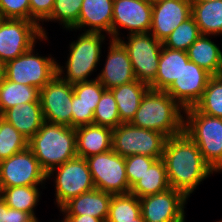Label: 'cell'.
<instances>
[{"label": "cell", "instance_id": "cell-16", "mask_svg": "<svg viewBox=\"0 0 222 222\" xmlns=\"http://www.w3.org/2000/svg\"><path fill=\"white\" fill-rule=\"evenodd\" d=\"M211 77L205 69L189 61L184 64L179 78L165 91L185 110L200 101Z\"/></svg>", "mask_w": 222, "mask_h": 222}, {"label": "cell", "instance_id": "cell-45", "mask_svg": "<svg viewBox=\"0 0 222 222\" xmlns=\"http://www.w3.org/2000/svg\"><path fill=\"white\" fill-rule=\"evenodd\" d=\"M135 222H145V220L143 219V216L140 214L136 219Z\"/></svg>", "mask_w": 222, "mask_h": 222}, {"label": "cell", "instance_id": "cell-22", "mask_svg": "<svg viewBox=\"0 0 222 222\" xmlns=\"http://www.w3.org/2000/svg\"><path fill=\"white\" fill-rule=\"evenodd\" d=\"M3 119L30 140L45 122L40 102L21 103L7 109Z\"/></svg>", "mask_w": 222, "mask_h": 222}, {"label": "cell", "instance_id": "cell-28", "mask_svg": "<svg viewBox=\"0 0 222 222\" xmlns=\"http://www.w3.org/2000/svg\"><path fill=\"white\" fill-rule=\"evenodd\" d=\"M38 189V186L0 187V197L8 207L27 212L38 220L34 213L40 197Z\"/></svg>", "mask_w": 222, "mask_h": 222}, {"label": "cell", "instance_id": "cell-19", "mask_svg": "<svg viewBox=\"0 0 222 222\" xmlns=\"http://www.w3.org/2000/svg\"><path fill=\"white\" fill-rule=\"evenodd\" d=\"M114 0H83L78 18V30L108 33L112 39V19ZM88 29L86 30V27Z\"/></svg>", "mask_w": 222, "mask_h": 222}, {"label": "cell", "instance_id": "cell-14", "mask_svg": "<svg viewBox=\"0 0 222 222\" xmlns=\"http://www.w3.org/2000/svg\"><path fill=\"white\" fill-rule=\"evenodd\" d=\"M152 3L149 0H114L112 39L119 40L120 28L129 34L149 33L151 29Z\"/></svg>", "mask_w": 222, "mask_h": 222}, {"label": "cell", "instance_id": "cell-35", "mask_svg": "<svg viewBox=\"0 0 222 222\" xmlns=\"http://www.w3.org/2000/svg\"><path fill=\"white\" fill-rule=\"evenodd\" d=\"M28 139L5 119L0 121V161L28 147Z\"/></svg>", "mask_w": 222, "mask_h": 222}, {"label": "cell", "instance_id": "cell-37", "mask_svg": "<svg viewBox=\"0 0 222 222\" xmlns=\"http://www.w3.org/2000/svg\"><path fill=\"white\" fill-rule=\"evenodd\" d=\"M157 158L141 154L125 157L126 175L130 189L140 180Z\"/></svg>", "mask_w": 222, "mask_h": 222}, {"label": "cell", "instance_id": "cell-43", "mask_svg": "<svg viewBox=\"0 0 222 222\" xmlns=\"http://www.w3.org/2000/svg\"><path fill=\"white\" fill-rule=\"evenodd\" d=\"M0 222H8V206L0 197Z\"/></svg>", "mask_w": 222, "mask_h": 222}, {"label": "cell", "instance_id": "cell-7", "mask_svg": "<svg viewBox=\"0 0 222 222\" xmlns=\"http://www.w3.org/2000/svg\"><path fill=\"white\" fill-rule=\"evenodd\" d=\"M34 48L35 45L19 57L5 63V78L41 90L57 75L58 62L54 57L35 54Z\"/></svg>", "mask_w": 222, "mask_h": 222}, {"label": "cell", "instance_id": "cell-23", "mask_svg": "<svg viewBox=\"0 0 222 222\" xmlns=\"http://www.w3.org/2000/svg\"><path fill=\"white\" fill-rule=\"evenodd\" d=\"M189 61L187 51L162 46L157 74L149 84L150 89L165 91L174 80L179 78L184 64Z\"/></svg>", "mask_w": 222, "mask_h": 222}, {"label": "cell", "instance_id": "cell-3", "mask_svg": "<svg viewBox=\"0 0 222 222\" xmlns=\"http://www.w3.org/2000/svg\"><path fill=\"white\" fill-rule=\"evenodd\" d=\"M28 147L48 173L55 167L77 157L76 130L73 127L44 122L28 141Z\"/></svg>", "mask_w": 222, "mask_h": 222}, {"label": "cell", "instance_id": "cell-25", "mask_svg": "<svg viewBox=\"0 0 222 222\" xmlns=\"http://www.w3.org/2000/svg\"><path fill=\"white\" fill-rule=\"evenodd\" d=\"M209 38V35H201L187 50L188 58L212 76L221 75L222 51Z\"/></svg>", "mask_w": 222, "mask_h": 222}, {"label": "cell", "instance_id": "cell-24", "mask_svg": "<svg viewBox=\"0 0 222 222\" xmlns=\"http://www.w3.org/2000/svg\"><path fill=\"white\" fill-rule=\"evenodd\" d=\"M149 88L148 84L136 79L135 81L110 89L117 102V108L122 123L131 122L139 108L142 97Z\"/></svg>", "mask_w": 222, "mask_h": 222}, {"label": "cell", "instance_id": "cell-13", "mask_svg": "<svg viewBox=\"0 0 222 222\" xmlns=\"http://www.w3.org/2000/svg\"><path fill=\"white\" fill-rule=\"evenodd\" d=\"M73 85L56 75L40 90L44 121L72 127Z\"/></svg>", "mask_w": 222, "mask_h": 222}, {"label": "cell", "instance_id": "cell-33", "mask_svg": "<svg viewBox=\"0 0 222 222\" xmlns=\"http://www.w3.org/2000/svg\"><path fill=\"white\" fill-rule=\"evenodd\" d=\"M83 0H55L51 14L44 21H59L66 30H78Z\"/></svg>", "mask_w": 222, "mask_h": 222}, {"label": "cell", "instance_id": "cell-11", "mask_svg": "<svg viewBox=\"0 0 222 222\" xmlns=\"http://www.w3.org/2000/svg\"><path fill=\"white\" fill-rule=\"evenodd\" d=\"M127 40L119 39L128 52L135 77L149 85L157 74L162 42L150 33L128 34Z\"/></svg>", "mask_w": 222, "mask_h": 222}, {"label": "cell", "instance_id": "cell-44", "mask_svg": "<svg viewBox=\"0 0 222 222\" xmlns=\"http://www.w3.org/2000/svg\"><path fill=\"white\" fill-rule=\"evenodd\" d=\"M5 78V63L0 61V84Z\"/></svg>", "mask_w": 222, "mask_h": 222}, {"label": "cell", "instance_id": "cell-4", "mask_svg": "<svg viewBox=\"0 0 222 222\" xmlns=\"http://www.w3.org/2000/svg\"><path fill=\"white\" fill-rule=\"evenodd\" d=\"M184 116V132L212 170L222 172V118L200 113L194 107L185 109Z\"/></svg>", "mask_w": 222, "mask_h": 222}, {"label": "cell", "instance_id": "cell-17", "mask_svg": "<svg viewBox=\"0 0 222 222\" xmlns=\"http://www.w3.org/2000/svg\"><path fill=\"white\" fill-rule=\"evenodd\" d=\"M191 0H164L152 4L150 34L163 42L183 21L191 16Z\"/></svg>", "mask_w": 222, "mask_h": 222}, {"label": "cell", "instance_id": "cell-29", "mask_svg": "<svg viewBox=\"0 0 222 222\" xmlns=\"http://www.w3.org/2000/svg\"><path fill=\"white\" fill-rule=\"evenodd\" d=\"M37 87L11 82L4 78L0 84V113L21 103L40 102Z\"/></svg>", "mask_w": 222, "mask_h": 222}, {"label": "cell", "instance_id": "cell-42", "mask_svg": "<svg viewBox=\"0 0 222 222\" xmlns=\"http://www.w3.org/2000/svg\"><path fill=\"white\" fill-rule=\"evenodd\" d=\"M71 222H104L103 220L93 217V216H86V215H66Z\"/></svg>", "mask_w": 222, "mask_h": 222}, {"label": "cell", "instance_id": "cell-47", "mask_svg": "<svg viewBox=\"0 0 222 222\" xmlns=\"http://www.w3.org/2000/svg\"><path fill=\"white\" fill-rule=\"evenodd\" d=\"M208 1H215V0H191V2H208Z\"/></svg>", "mask_w": 222, "mask_h": 222}, {"label": "cell", "instance_id": "cell-36", "mask_svg": "<svg viewBox=\"0 0 222 222\" xmlns=\"http://www.w3.org/2000/svg\"><path fill=\"white\" fill-rule=\"evenodd\" d=\"M105 89L98 79L91 78L90 81L73 85L72 100L74 104L97 105Z\"/></svg>", "mask_w": 222, "mask_h": 222}, {"label": "cell", "instance_id": "cell-41", "mask_svg": "<svg viewBox=\"0 0 222 222\" xmlns=\"http://www.w3.org/2000/svg\"><path fill=\"white\" fill-rule=\"evenodd\" d=\"M36 220L27 212L8 207V222H35Z\"/></svg>", "mask_w": 222, "mask_h": 222}, {"label": "cell", "instance_id": "cell-38", "mask_svg": "<svg viewBox=\"0 0 222 222\" xmlns=\"http://www.w3.org/2000/svg\"><path fill=\"white\" fill-rule=\"evenodd\" d=\"M0 18L30 20V0H0Z\"/></svg>", "mask_w": 222, "mask_h": 222}, {"label": "cell", "instance_id": "cell-48", "mask_svg": "<svg viewBox=\"0 0 222 222\" xmlns=\"http://www.w3.org/2000/svg\"><path fill=\"white\" fill-rule=\"evenodd\" d=\"M152 4L158 3L160 1H164V0H149Z\"/></svg>", "mask_w": 222, "mask_h": 222}, {"label": "cell", "instance_id": "cell-39", "mask_svg": "<svg viewBox=\"0 0 222 222\" xmlns=\"http://www.w3.org/2000/svg\"><path fill=\"white\" fill-rule=\"evenodd\" d=\"M55 0H30V21L36 22L40 26L43 36H47V32L40 22L51 14Z\"/></svg>", "mask_w": 222, "mask_h": 222}, {"label": "cell", "instance_id": "cell-31", "mask_svg": "<svg viewBox=\"0 0 222 222\" xmlns=\"http://www.w3.org/2000/svg\"><path fill=\"white\" fill-rule=\"evenodd\" d=\"M194 108L200 113L222 118V74L209 79L200 101Z\"/></svg>", "mask_w": 222, "mask_h": 222}, {"label": "cell", "instance_id": "cell-15", "mask_svg": "<svg viewBox=\"0 0 222 222\" xmlns=\"http://www.w3.org/2000/svg\"><path fill=\"white\" fill-rule=\"evenodd\" d=\"M145 222H180L185 218L188 198L173 188L139 198Z\"/></svg>", "mask_w": 222, "mask_h": 222}, {"label": "cell", "instance_id": "cell-10", "mask_svg": "<svg viewBox=\"0 0 222 222\" xmlns=\"http://www.w3.org/2000/svg\"><path fill=\"white\" fill-rule=\"evenodd\" d=\"M38 40L45 41L48 38L42 35L36 22L0 18V61L6 63L19 57Z\"/></svg>", "mask_w": 222, "mask_h": 222}, {"label": "cell", "instance_id": "cell-27", "mask_svg": "<svg viewBox=\"0 0 222 222\" xmlns=\"http://www.w3.org/2000/svg\"><path fill=\"white\" fill-rule=\"evenodd\" d=\"M170 187L165 164L162 159H157L140 178V180L131 188L130 193L143 198L164 192Z\"/></svg>", "mask_w": 222, "mask_h": 222}, {"label": "cell", "instance_id": "cell-26", "mask_svg": "<svg viewBox=\"0 0 222 222\" xmlns=\"http://www.w3.org/2000/svg\"><path fill=\"white\" fill-rule=\"evenodd\" d=\"M191 15L201 35H222V0L192 2Z\"/></svg>", "mask_w": 222, "mask_h": 222}, {"label": "cell", "instance_id": "cell-20", "mask_svg": "<svg viewBox=\"0 0 222 222\" xmlns=\"http://www.w3.org/2000/svg\"><path fill=\"white\" fill-rule=\"evenodd\" d=\"M112 196L95 188L72 198L59 210L63 215H90L106 222Z\"/></svg>", "mask_w": 222, "mask_h": 222}, {"label": "cell", "instance_id": "cell-8", "mask_svg": "<svg viewBox=\"0 0 222 222\" xmlns=\"http://www.w3.org/2000/svg\"><path fill=\"white\" fill-rule=\"evenodd\" d=\"M56 171V172H54ZM56 174L55 203L61 208L72 198L95 189L91 172L85 158L75 157L47 173V179Z\"/></svg>", "mask_w": 222, "mask_h": 222}, {"label": "cell", "instance_id": "cell-34", "mask_svg": "<svg viewBox=\"0 0 222 222\" xmlns=\"http://www.w3.org/2000/svg\"><path fill=\"white\" fill-rule=\"evenodd\" d=\"M121 123L114 95L105 89L94 111L93 124L115 129Z\"/></svg>", "mask_w": 222, "mask_h": 222}, {"label": "cell", "instance_id": "cell-32", "mask_svg": "<svg viewBox=\"0 0 222 222\" xmlns=\"http://www.w3.org/2000/svg\"><path fill=\"white\" fill-rule=\"evenodd\" d=\"M200 36L199 27L191 15L165 38L162 45L174 50L187 51Z\"/></svg>", "mask_w": 222, "mask_h": 222}, {"label": "cell", "instance_id": "cell-2", "mask_svg": "<svg viewBox=\"0 0 222 222\" xmlns=\"http://www.w3.org/2000/svg\"><path fill=\"white\" fill-rule=\"evenodd\" d=\"M184 111L166 91L149 88L130 124L160 132L169 138L184 132Z\"/></svg>", "mask_w": 222, "mask_h": 222}, {"label": "cell", "instance_id": "cell-46", "mask_svg": "<svg viewBox=\"0 0 222 222\" xmlns=\"http://www.w3.org/2000/svg\"><path fill=\"white\" fill-rule=\"evenodd\" d=\"M57 222H60V221H57ZM61 222H71V220L66 215H64V218L63 220H61Z\"/></svg>", "mask_w": 222, "mask_h": 222}, {"label": "cell", "instance_id": "cell-9", "mask_svg": "<svg viewBox=\"0 0 222 222\" xmlns=\"http://www.w3.org/2000/svg\"><path fill=\"white\" fill-rule=\"evenodd\" d=\"M85 159L96 189L112 195L130 193L124 157L111 149Z\"/></svg>", "mask_w": 222, "mask_h": 222}, {"label": "cell", "instance_id": "cell-1", "mask_svg": "<svg viewBox=\"0 0 222 222\" xmlns=\"http://www.w3.org/2000/svg\"><path fill=\"white\" fill-rule=\"evenodd\" d=\"M161 159L165 164L170 187L182 192L187 198L203 180L214 173L197 145L185 132L167 138Z\"/></svg>", "mask_w": 222, "mask_h": 222}, {"label": "cell", "instance_id": "cell-5", "mask_svg": "<svg viewBox=\"0 0 222 222\" xmlns=\"http://www.w3.org/2000/svg\"><path fill=\"white\" fill-rule=\"evenodd\" d=\"M105 37L102 33L82 32L78 39L69 45L70 51L65 68L57 64V75L71 85L90 81L89 76L100 62ZM64 70H67L66 74Z\"/></svg>", "mask_w": 222, "mask_h": 222}, {"label": "cell", "instance_id": "cell-49", "mask_svg": "<svg viewBox=\"0 0 222 222\" xmlns=\"http://www.w3.org/2000/svg\"><path fill=\"white\" fill-rule=\"evenodd\" d=\"M2 118H3L2 113H0V121H1Z\"/></svg>", "mask_w": 222, "mask_h": 222}, {"label": "cell", "instance_id": "cell-18", "mask_svg": "<svg viewBox=\"0 0 222 222\" xmlns=\"http://www.w3.org/2000/svg\"><path fill=\"white\" fill-rule=\"evenodd\" d=\"M108 55L104 68L96 79L106 88L111 89L131 81L136 77L129 59L128 52L119 40L110 39Z\"/></svg>", "mask_w": 222, "mask_h": 222}, {"label": "cell", "instance_id": "cell-6", "mask_svg": "<svg viewBox=\"0 0 222 222\" xmlns=\"http://www.w3.org/2000/svg\"><path fill=\"white\" fill-rule=\"evenodd\" d=\"M167 136L150 129L121 123L112 133V150L122 157L141 154L161 159Z\"/></svg>", "mask_w": 222, "mask_h": 222}, {"label": "cell", "instance_id": "cell-12", "mask_svg": "<svg viewBox=\"0 0 222 222\" xmlns=\"http://www.w3.org/2000/svg\"><path fill=\"white\" fill-rule=\"evenodd\" d=\"M47 173L27 147L0 161V187L45 185Z\"/></svg>", "mask_w": 222, "mask_h": 222}, {"label": "cell", "instance_id": "cell-40", "mask_svg": "<svg viewBox=\"0 0 222 222\" xmlns=\"http://www.w3.org/2000/svg\"><path fill=\"white\" fill-rule=\"evenodd\" d=\"M97 105L74 104L72 100V127L77 128L93 124V115Z\"/></svg>", "mask_w": 222, "mask_h": 222}, {"label": "cell", "instance_id": "cell-30", "mask_svg": "<svg viewBox=\"0 0 222 222\" xmlns=\"http://www.w3.org/2000/svg\"><path fill=\"white\" fill-rule=\"evenodd\" d=\"M141 214V204L137 196L127 193L113 195L106 222H135Z\"/></svg>", "mask_w": 222, "mask_h": 222}, {"label": "cell", "instance_id": "cell-21", "mask_svg": "<svg viewBox=\"0 0 222 222\" xmlns=\"http://www.w3.org/2000/svg\"><path fill=\"white\" fill-rule=\"evenodd\" d=\"M75 130L77 157L88 158L112 149L113 129L90 124Z\"/></svg>", "mask_w": 222, "mask_h": 222}]
</instances>
